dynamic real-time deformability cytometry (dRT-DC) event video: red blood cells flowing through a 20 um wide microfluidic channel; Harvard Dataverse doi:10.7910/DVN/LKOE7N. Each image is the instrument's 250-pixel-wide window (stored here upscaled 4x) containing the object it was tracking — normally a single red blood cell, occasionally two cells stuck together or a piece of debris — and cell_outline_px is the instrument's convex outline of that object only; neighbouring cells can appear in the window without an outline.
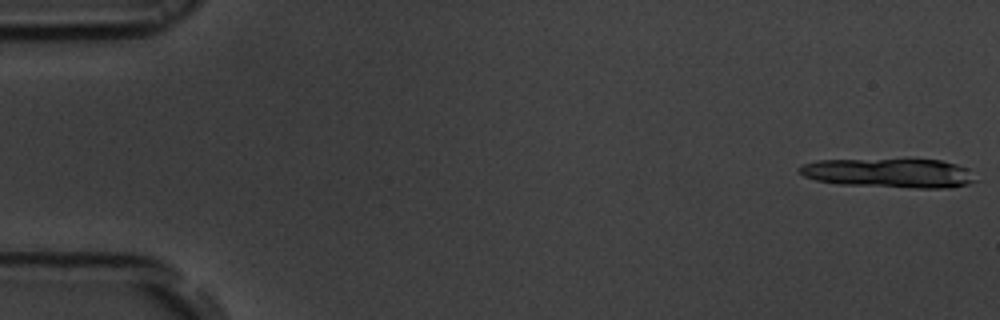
{"species": "common noctule bat (a hibernating species)", "species_latin": "Nyctalus noctula", "temperature_condition": "room temperature", "stored_images_in_passage": 13, "camera_frame_rate_fps": 3000, "um_per_image_px": 0.085, "animal": {"sex": "male", "body_mass_g": 19.5, "forearm_length_mm": 54.6}, "frame": {"image": 1, "passage_image": 1, "time_ms": 0.0, "image_size_px": [1000, 320], "cell_outline_px": [[980, 180], [968, 184], [952, 188], [916, 188], [840, 184], [816, 180], [804, 176], [796, 168], [804, 164], [816, 160], [940, 160], [956, 164], [968, 168]], "centroid_in_image_um": [75.65, 14.72], "position_along_channel_um": 9.3, "area_um2": 30.06}}